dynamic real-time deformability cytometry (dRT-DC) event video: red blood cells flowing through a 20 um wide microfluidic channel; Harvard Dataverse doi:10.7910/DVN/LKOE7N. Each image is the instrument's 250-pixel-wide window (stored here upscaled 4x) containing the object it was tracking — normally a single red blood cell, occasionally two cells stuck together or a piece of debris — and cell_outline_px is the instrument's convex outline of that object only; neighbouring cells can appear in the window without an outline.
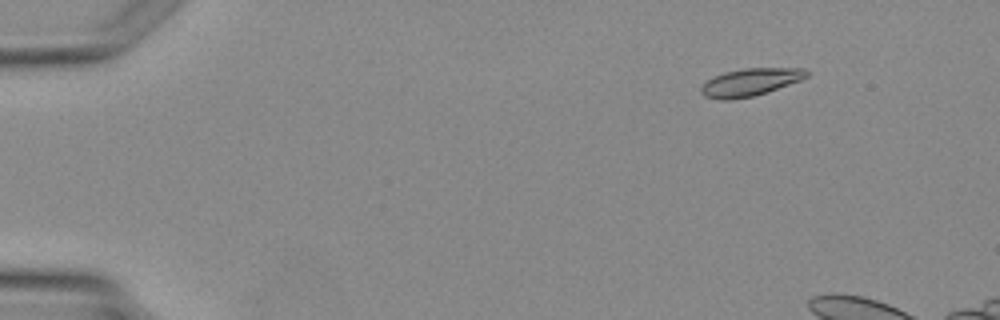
{"species": "Egyptian fruit bat (a non-hibernating species)", "species_latin": "Rousettus aegyptiacus", "temperature_condition": "warm", "stored_images_in_passage": 3, "segment_of_instrument_passage": [2, 2], "camera_frame_rate_fps": 3000, "um_per_image_px": 0.085, "animal": {"sex": "female"}, "frame": {"image": 1, "passage_image": 3, "time_ms": 2.667, "image_size_px": [1000, 320], "cell_outline_px": [[808, 76], [800, 80], [768, 92], [752, 96], [728, 100], [720, 100], [704, 96], [700, 92], [700, 88], [704, 80], [712, 76], [724, 72], [744, 68], [804, 68], [808, 72]], "centroid_in_image_um": [63.71, 6.98], "position_along_channel_um": 21.3, "area_um2": 17.11}}